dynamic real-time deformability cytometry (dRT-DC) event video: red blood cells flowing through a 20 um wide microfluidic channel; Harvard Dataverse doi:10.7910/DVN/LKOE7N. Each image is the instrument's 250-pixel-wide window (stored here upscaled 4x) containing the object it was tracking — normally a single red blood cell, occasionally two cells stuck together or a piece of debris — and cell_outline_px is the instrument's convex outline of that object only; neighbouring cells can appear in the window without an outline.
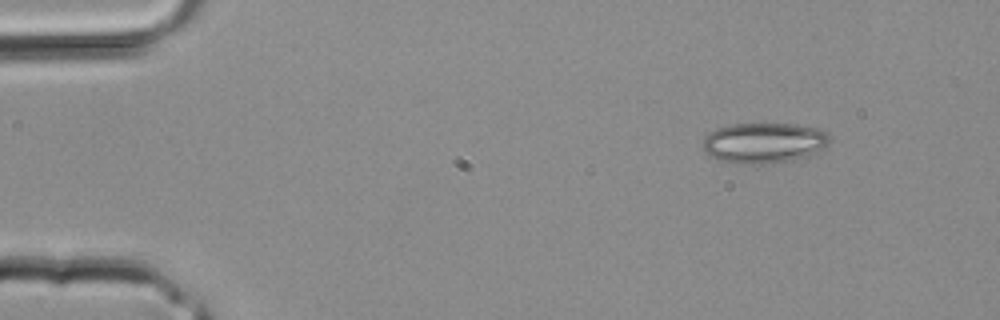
{"species": "common noctule bat (a hibernating species)", "species_latin": "Nyctalus noctula", "temperature_condition": "room temperature", "stored_images_in_passage": 2, "camera_frame_rate_fps": 3000, "um_per_image_px": 0.085, "animal": {"sex": "male", "body_mass_g": 20.4}, "frame": {"image": 1, "passage_image": 1, "time_ms": 0.0, "image_size_px": [1000, 320], "cell_outline_px": [[828, 140], [816, 152], [804, 156], [788, 160], [760, 164], [748, 164], [716, 160], [704, 152], [704, 136], [716, 128], [732, 124], [796, 124], [820, 128], [828, 136]], "centroid_in_image_um": [64.85, 12.13], "position_along_channel_um": 20.1, "area_um2": 29.42}}